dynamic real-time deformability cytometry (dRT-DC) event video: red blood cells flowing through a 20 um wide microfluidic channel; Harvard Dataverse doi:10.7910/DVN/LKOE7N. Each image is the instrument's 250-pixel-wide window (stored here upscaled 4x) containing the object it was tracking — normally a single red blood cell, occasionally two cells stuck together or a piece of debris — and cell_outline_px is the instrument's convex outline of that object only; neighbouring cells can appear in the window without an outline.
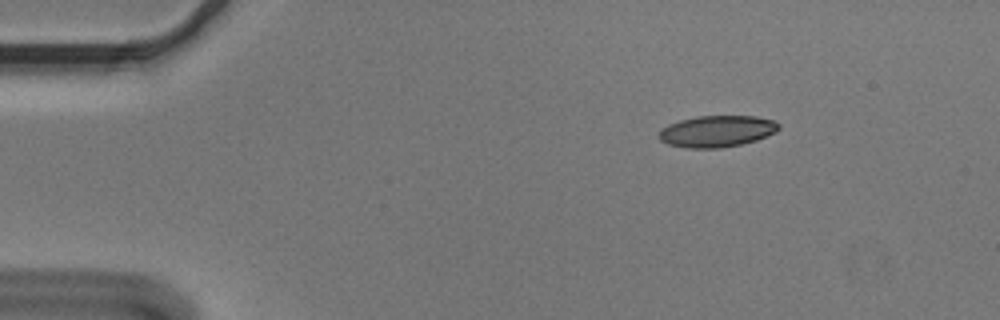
{"species": "Egyptian fruit bat (a non-hibernating species)", "species_latin": "Rousettus aegyptiacus", "temperature_condition": "cold", "stored_images_in_passage": 3, "camera_frame_rate_fps": 3000, "um_per_image_px": 0.085, "animal": {"sex": "male"}, "frame": {"image": 1, "passage_image": 1, "time_ms": 0.0, "image_size_px": [1000, 320], "cell_outline_px": [[780, 128], [776, 132], [756, 140], [740, 144], [720, 148], [688, 148], [668, 144], [660, 140], [656, 136], [660, 128], [668, 124], [680, 120], [696, 116], [756, 116], [776, 120], [780, 124]], "centroid_in_image_um": [60.92, 11.15], "position_along_channel_um": 24.1, "area_um2": 22.25}}